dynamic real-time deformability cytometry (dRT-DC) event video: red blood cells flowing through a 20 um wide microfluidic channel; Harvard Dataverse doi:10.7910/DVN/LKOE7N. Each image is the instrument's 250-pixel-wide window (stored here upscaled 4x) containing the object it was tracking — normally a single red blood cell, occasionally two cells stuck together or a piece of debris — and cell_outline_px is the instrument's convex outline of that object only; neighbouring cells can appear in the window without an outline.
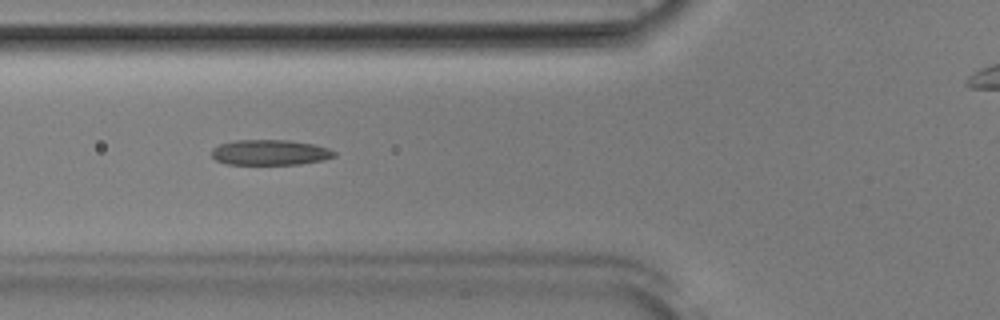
{"species": "Egyptian fruit bat (a non-hibernating species)", "species_latin": "Rousettus aegyptiacus", "temperature_condition": "room temperature", "stored_images_in_passage": 54, "camera_frame_rate_fps": 3000, "um_per_image_px": 0.085, "animal": {"sex": "male"}, "frame": {"image": 1, "passage_image": 20, "time_ms": 6.333, "image_size_px": [1000, 320], "cell_outline_px": [[336, 156], [324, 160], [300, 164], [228, 164], [216, 160], [212, 156], [212, 148], [220, 144], [232, 140], [288, 140], [312, 144], [328, 148], [336, 152]], "centroid_in_image_um": [22.95, 12.95], "position_along_channel_um": 102.8, "area_um2": 18.15}}
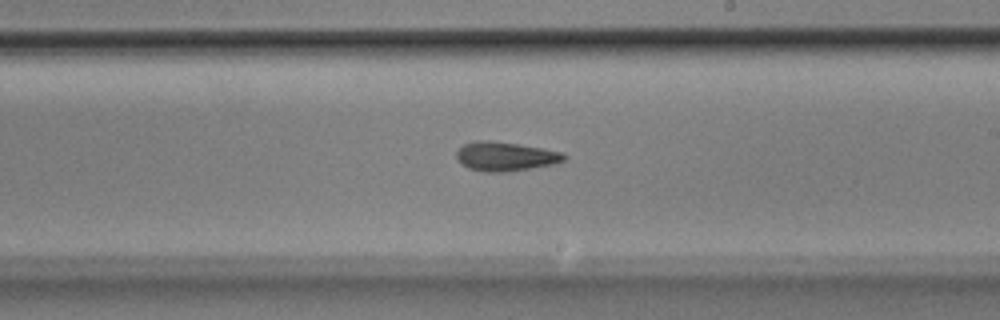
{"frame": {"image": 2, "passage_image": 31, "time_ms": 10.0, "image_size_px": [1000, 320], "cell_outline_px": [[568, 156], [564, 160], [556, 164], [504, 172], [484, 172], [468, 168], [460, 164], [456, 156], [456, 152], [464, 144], [476, 140], [488, 140], [544, 148], [564, 152]], "centroid_in_image_um": [42.97, 13.3], "position_along_channel_um": 246.0, "area_um2": 18.38}}
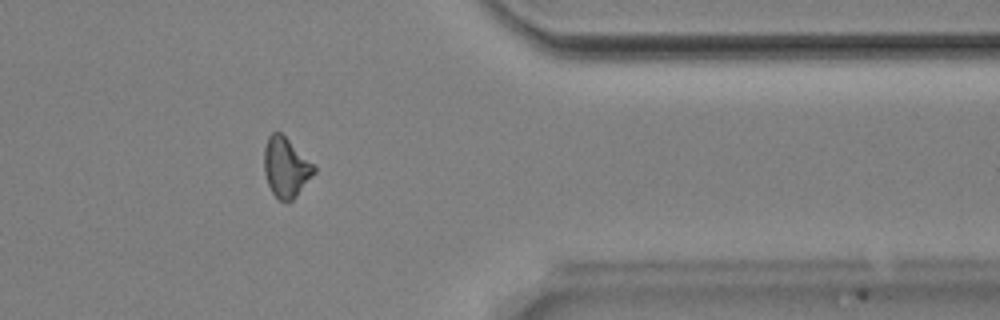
{"frame": {"image": 3, "passage_image": 43, "time_ms": 14.0, "image_size_px": [1000, 320], "cell_outline_px": [[316, 172], [296, 196], [292, 200], [280, 200], [272, 192], [268, 184], [264, 172], [264, 148], [268, 136], [272, 132], [280, 132], [316, 168]], "centroid_in_image_um": [24.28, 14.23], "position_along_channel_um": 387.1, "area_um2": 16.94}}